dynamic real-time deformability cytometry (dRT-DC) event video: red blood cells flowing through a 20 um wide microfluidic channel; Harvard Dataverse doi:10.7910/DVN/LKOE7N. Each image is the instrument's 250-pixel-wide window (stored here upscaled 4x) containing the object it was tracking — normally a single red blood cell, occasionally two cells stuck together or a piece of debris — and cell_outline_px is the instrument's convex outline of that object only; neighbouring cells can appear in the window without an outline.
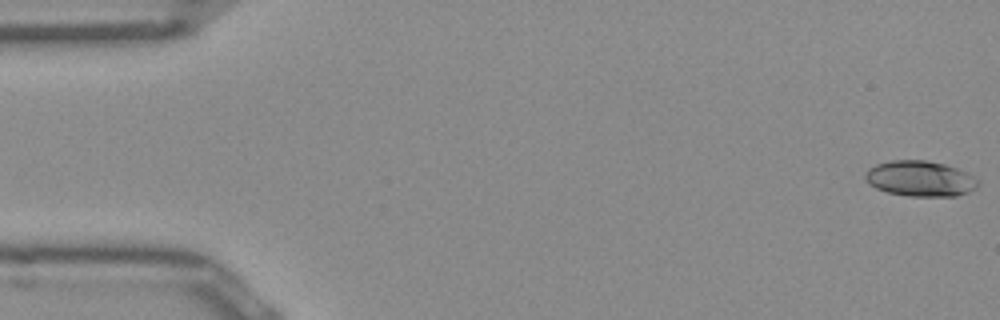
{"species": "Egyptian fruit bat (a non-hibernating species)", "species_latin": "Rousettus aegyptiacus", "temperature_condition": "room temperature", "stored_images_in_passage": 51, "camera_frame_rate_fps": 3000, "um_per_image_px": 0.085, "frame": {"image": 1, "passage_image": 1, "time_ms": 0.0, "image_size_px": [1000, 320], "cell_outline_px": [[980, 184], [968, 192], [956, 196], [908, 196], [888, 192], [876, 188], [864, 176], [868, 168], [876, 164], [892, 160], [924, 160], [944, 164], [956, 168], [980, 180]], "centroid_in_image_um": [78.22, 15.18], "position_along_channel_um": 6.8, "area_um2": 23.12}}
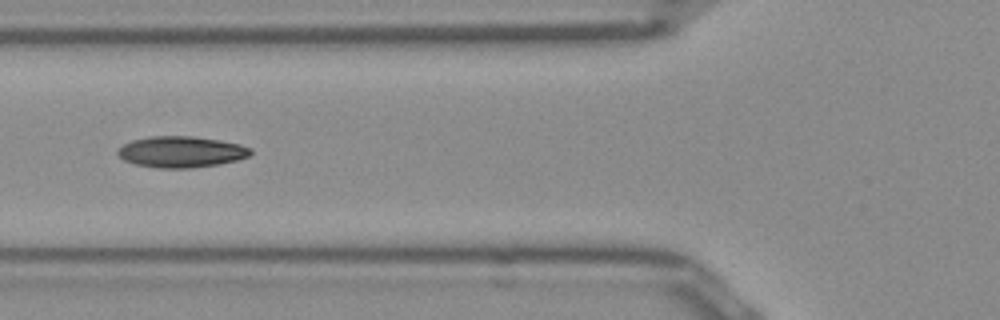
{"frame": {"image": 2, "passage_image": 19, "time_ms": 6.0, "image_size_px": [1000, 320], "cell_outline_px": [[252, 152], [248, 156], [236, 160], [220, 164], [192, 168], [156, 168], [136, 164], [124, 160], [116, 152], [124, 144], [132, 140], [148, 136], [192, 136], [240, 144], [252, 148]], "centroid_in_image_um": [15.4, 12.91], "position_along_channel_um": 110.4, "area_um2": 24.04}}
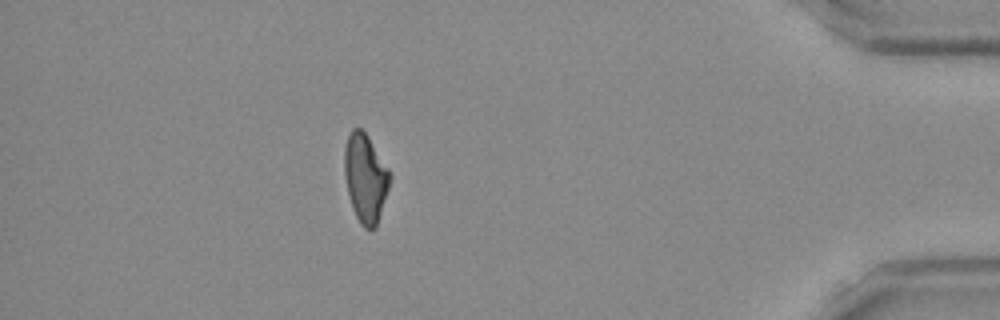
{"frame": {"image": 3, "passage_image": 45, "time_ms": 14.667, "image_size_px": [1000, 320], "cell_outline_px": [[392, 176], [376, 228], [364, 228], [360, 224], [352, 208], [348, 192], [344, 172], [344, 148], [348, 136], [352, 128], [360, 128], [368, 136], [388, 168]], "centroid_in_image_um": [31.06, 15.13], "position_along_channel_um": 404.1, "area_um2": 23.29}, "authors_computed_cell_mechanics": {"area_um2": 23.1778, "velocity_mm_per_s": 3.9802, "shape_relaxation_time_tau1_ms": 8.602, "shape_relaxation_time_tau2_ms": 2.4882, "deformation_change_tau1": 0.2028, "deformation_change_tau2": 0.0916}}